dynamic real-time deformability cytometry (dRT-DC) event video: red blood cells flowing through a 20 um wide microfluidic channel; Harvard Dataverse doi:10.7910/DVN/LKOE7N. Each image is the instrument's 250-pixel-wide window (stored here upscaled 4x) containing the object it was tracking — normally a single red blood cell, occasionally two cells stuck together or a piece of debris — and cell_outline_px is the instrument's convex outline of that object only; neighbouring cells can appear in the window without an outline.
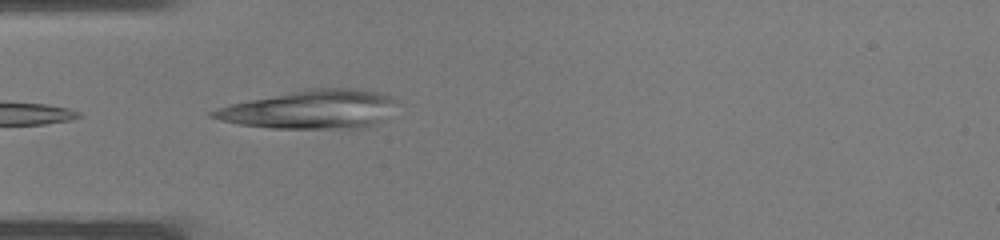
{"species": "common noctule bat (a hibernating species)", "species_latin": "Nyctalus noctula", "temperature_condition": "warm", "stored_images_in_passage": 18, "camera_frame_rate_fps": 3000, "um_per_image_px": 0.085, "animal": {"sex": "male", "body_mass_g": 19.0, "forearm_length_mm": 50.8}, "frame": {"image": 1, "passage_image": 1, "time_ms": 0.0, "image_size_px": [1000, 240], "cell_outline_px": [[396, 100], [380, 120], [376, 124], [364, 128], [272, 128], [240, 124], [208, 116], [208, 112], [216, 108], [232, 104], [304, 88], [360, 88], [380, 92], [392, 96]], "centroid_in_image_um": [26.38, 9.28], "position_along_channel_um": 58.6, "area_um2": 40.98}}